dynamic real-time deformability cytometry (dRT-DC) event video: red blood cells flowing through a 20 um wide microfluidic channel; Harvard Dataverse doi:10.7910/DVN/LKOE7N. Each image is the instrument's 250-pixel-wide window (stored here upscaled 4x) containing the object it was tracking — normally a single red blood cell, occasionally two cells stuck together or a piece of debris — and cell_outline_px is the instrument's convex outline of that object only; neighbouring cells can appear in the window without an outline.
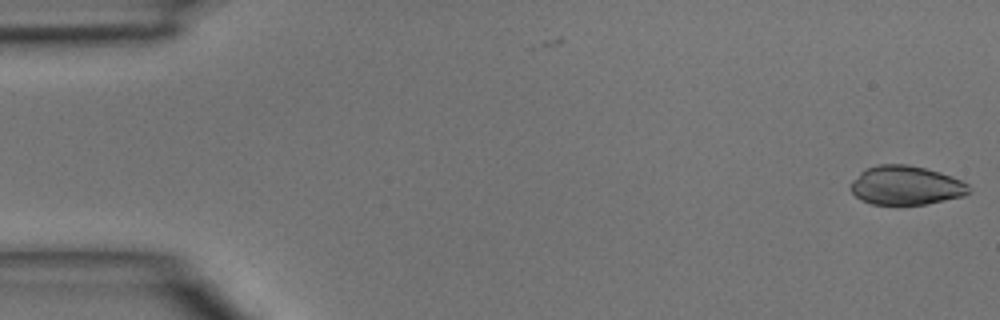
{"species": "common noctule bat (a hibernating species)", "species_latin": "Nyctalus noctula", "temperature_condition": "room temperature", "stored_images_in_passage": 45, "camera_frame_rate_fps": 3000, "um_per_image_px": 0.085, "animal": {"sex": "male", "body_mass_g": 15.6}, "frame": {"image": 1, "passage_image": 1, "time_ms": 0.0, "image_size_px": [1000, 320], "cell_outline_px": [[972, 192], [964, 196], [924, 204], [872, 204], [860, 200], [852, 192], [848, 184], [864, 168], [880, 164], [908, 164], [940, 172], [952, 176], [968, 184], [972, 188]], "centroid_in_image_um": [76.99, 15.75], "position_along_channel_um": 8.0, "area_um2": 27.11}}
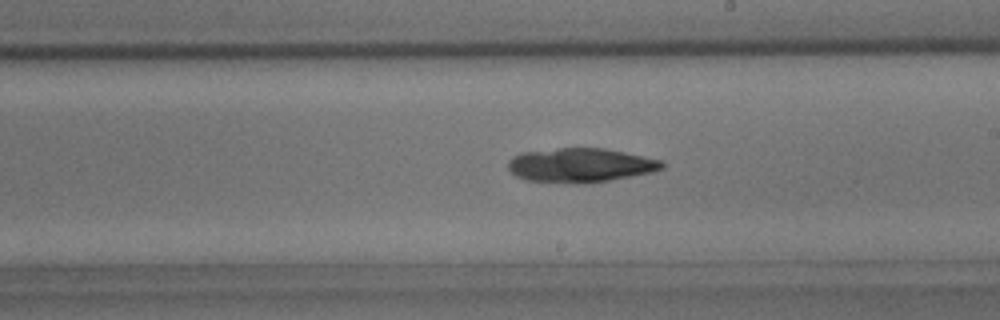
{"frame": {"image": 2, "passage_image": 26, "time_ms": 8.333, "image_size_px": [1000, 320], "cell_outline_px": [[664, 168], [652, 172], [608, 180], [584, 184], [576, 184], [528, 180], [516, 176], [508, 168], [508, 160], [512, 156], [520, 152], [560, 148], [604, 148], [624, 152], [660, 160], [664, 164]], "centroid_in_image_um": [49.3, 14.04], "position_along_channel_um": 239.7, "area_um2": 30.58}}
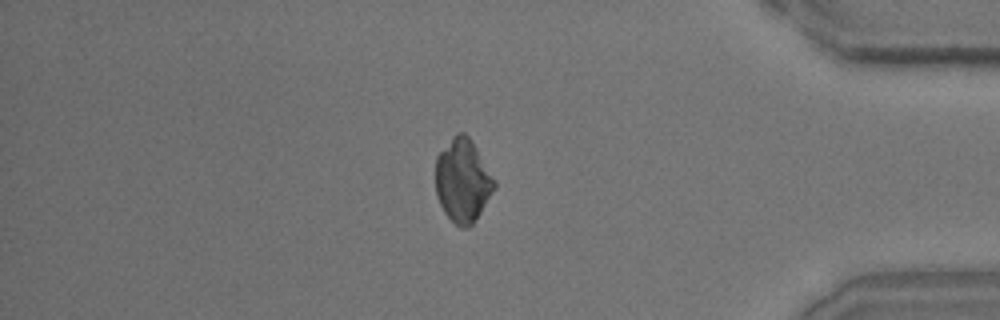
{"frame": {"image": 3, "passage_image": 39, "time_ms": 12.667, "image_size_px": [1000, 320], "cell_outline_px": [[496, 188], [472, 224], [468, 228], [460, 228], [444, 212], [436, 196], [436, 156], [452, 136], [456, 132], [464, 132], [468, 136], [476, 148], [496, 180]], "centroid_in_image_um": [39.33, 15.34], "position_along_channel_um": 395.9, "area_um2": 28.5}}